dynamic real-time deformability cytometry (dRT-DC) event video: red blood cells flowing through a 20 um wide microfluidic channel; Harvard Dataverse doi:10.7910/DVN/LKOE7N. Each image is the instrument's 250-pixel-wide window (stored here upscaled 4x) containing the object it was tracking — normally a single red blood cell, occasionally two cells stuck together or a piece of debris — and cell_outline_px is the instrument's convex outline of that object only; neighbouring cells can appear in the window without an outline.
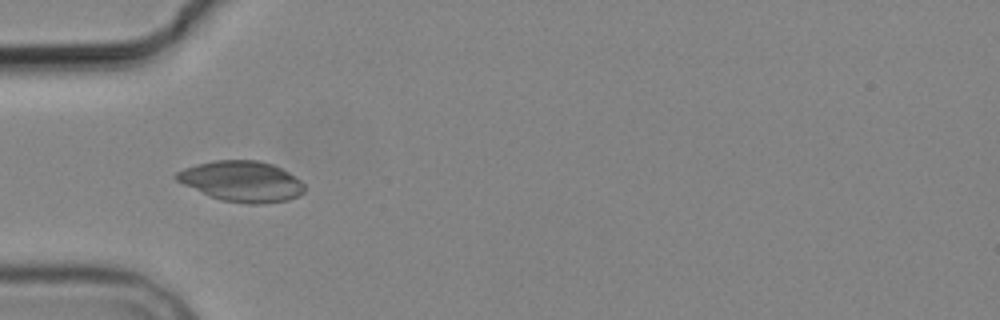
{"species": "common noctule bat (a hibernating species)", "species_latin": "Nyctalus noctula", "temperature_condition": "cold", "stored_images_in_passage": 4, "camera_frame_rate_fps": 3000, "um_per_image_px": 0.085, "animal": {"sex": "male", "body_mass_g": 19.2, "forearm_length_mm": 51.8}, "frame": {"image": 1, "passage_image": 3, "time_ms": 2.0, "image_size_px": [1000, 320], "cell_outline_px": [[304, 192], [288, 200], [264, 204], [248, 204], [220, 200], [184, 184], [176, 180], [172, 176], [176, 172], [184, 168], [196, 164], [216, 160], [256, 160], [272, 164], [288, 172], [300, 180], [304, 184]], "centroid_in_image_um": [20.54, 15.41], "position_along_channel_um": 64.5, "area_um2": 30.17}}
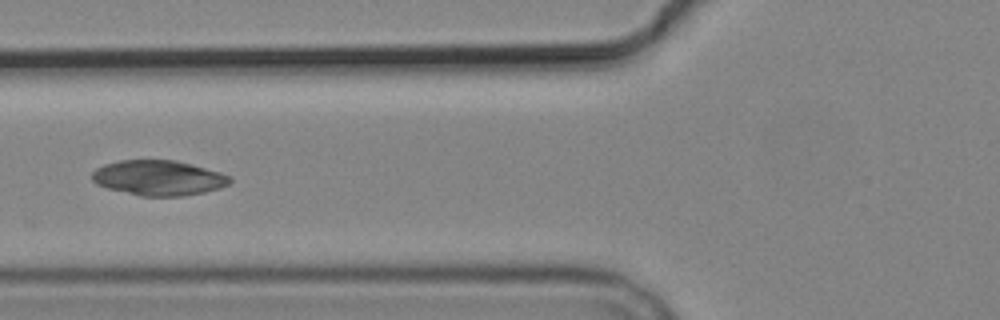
{"frame": {"image": 2, "passage_image": 4, "time_ms": 3.333, "image_size_px": [1000, 320], "cell_outline_px": [[232, 180], [228, 184], [220, 188], [204, 192], [184, 196], [140, 196], [108, 188], [96, 184], [92, 180], [92, 172], [96, 168], [104, 164], [120, 160], [176, 160], [192, 164], [220, 172], [232, 176]], "centroid_in_image_um": [13.49, 15.12], "position_along_channel_um": 112.3, "area_um2": 28.32}}